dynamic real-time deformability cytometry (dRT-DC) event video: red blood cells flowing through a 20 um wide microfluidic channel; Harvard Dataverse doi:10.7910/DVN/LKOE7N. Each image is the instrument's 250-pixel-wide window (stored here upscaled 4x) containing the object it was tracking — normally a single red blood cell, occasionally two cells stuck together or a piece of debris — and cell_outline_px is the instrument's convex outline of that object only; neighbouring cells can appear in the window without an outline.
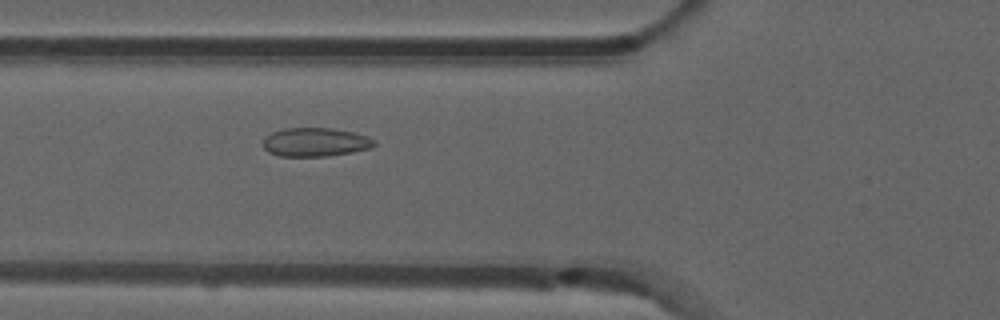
{"species": "common noctule bat (a hibernating species)", "species_latin": "Nyctalus noctula", "temperature_condition": "room temperature", "stored_images_in_passage": 37, "camera_frame_rate_fps": 3000, "um_per_image_px": 0.085, "animal": {"sex": "male", "forearm_length_mm": 52.5}, "frame": {"image": 1, "passage_image": 3, "time_ms": 0.667, "image_size_px": [1000, 320], "cell_outline_px": [[376, 144], [372, 148], [352, 152], [328, 156], [280, 156], [268, 152], [264, 148], [264, 140], [272, 132], [284, 128], [332, 128], [352, 132], [368, 136], [376, 140]], "centroid_in_image_um": [26.85, 12.08], "position_along_channel_um": 99.0, "area_um2": 18.61}}
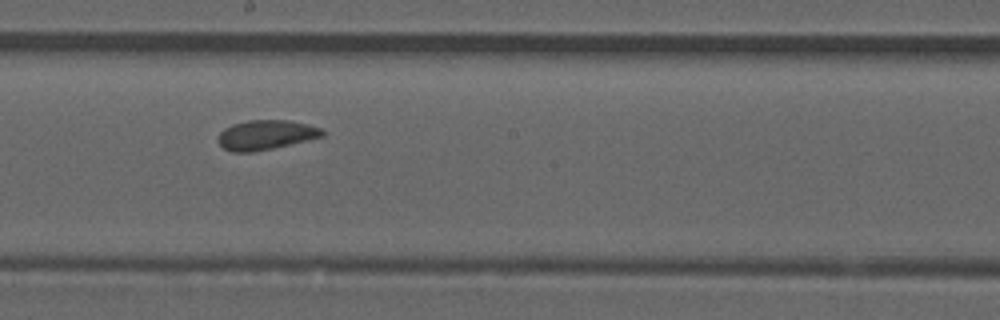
{"frame": {"image": 2, "passage_image": 13, "time_ms": 4.0, "image_size_px": [1000, 320], "cell_outline_px": [[324, 136], [272, 148], [252, 152], [232, 152], [224, 148], [220, 144], [220, 132], [224, 128], [232, 124], [248, 120], [288, 120], [308, 124], [320, 128], [324, 132]], "centroid_in_image_um": [22.6, 11.45], "position_along_channel_um": 225.6, "area_um2": 17.74}}
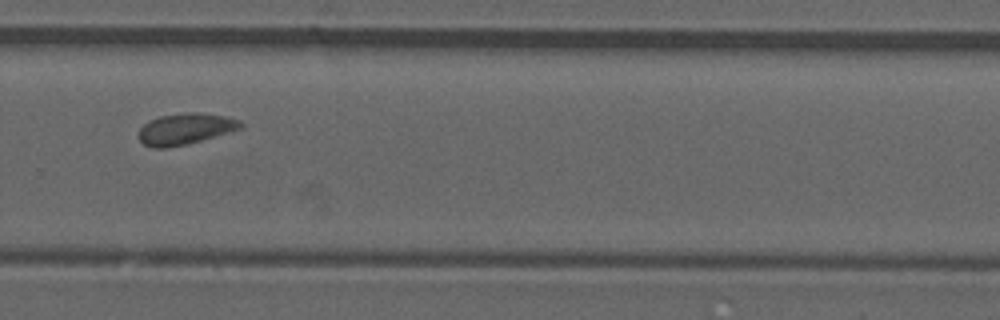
{"frame": {"image": 3, "passage_image": 20, "time_ms": 6.333, "image_size_px": [1000, 320], "cell_outline_px": [[244, 128], [188, 144], [164, 148], [152, 148], [144, 144], [136, 136], [140, 128], [144, 124], [160, 116], [184, 112], [192, 112], [224, 116], [240, 120], [244, 124]], "centroid_in_image_um": [15.75, 10.96], "position_along_channel_um": 314.0, "area_um2": 18.61}}